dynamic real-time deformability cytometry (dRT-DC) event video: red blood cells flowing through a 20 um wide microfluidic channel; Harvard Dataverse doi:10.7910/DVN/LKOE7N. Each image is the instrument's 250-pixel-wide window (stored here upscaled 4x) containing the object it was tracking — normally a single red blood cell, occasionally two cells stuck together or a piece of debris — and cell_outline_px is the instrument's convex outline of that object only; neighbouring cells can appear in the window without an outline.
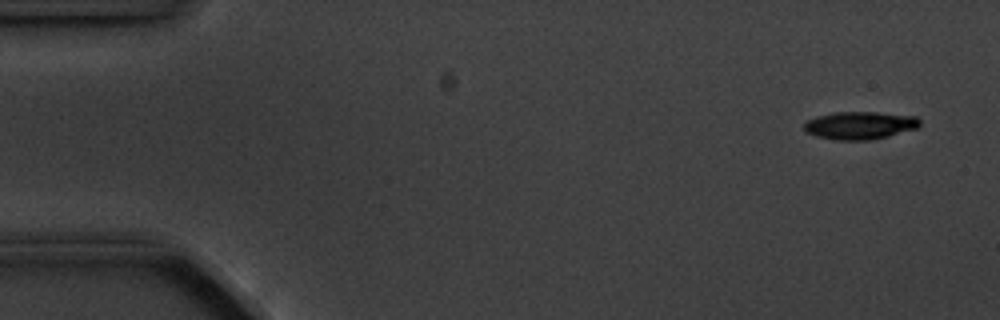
{"species": "common noctule bat (a hibernating species)", "species_latin": "Nyctalus noctula", "temperature_condition": "cold", "stored_images_in_passage": 5, "camera_frame_rate_fps": 3000, "um_per_image_px": 0.085, "animal": {"sex": "male", "body_mass_g": 20.1, "forearm_length_mm": 53.5}, "frame": {"image": 1, "passage_image": 1, "time_ms": 0.0, "image_size_px": [1000, 320], "cell_outline_px": [[920, 124], [916, 128], [888, 136], [872, 140], [836, 140], [816, 136], [804, 132], [804, 124], [808, 120], [816, 116], [836, 112], [876, 112], [916, 116], [920, 120]], "centroid_in_image_um": [73.06, 10.66], "position_along_channel_um": 11.9, "area_um2": 18.73}}